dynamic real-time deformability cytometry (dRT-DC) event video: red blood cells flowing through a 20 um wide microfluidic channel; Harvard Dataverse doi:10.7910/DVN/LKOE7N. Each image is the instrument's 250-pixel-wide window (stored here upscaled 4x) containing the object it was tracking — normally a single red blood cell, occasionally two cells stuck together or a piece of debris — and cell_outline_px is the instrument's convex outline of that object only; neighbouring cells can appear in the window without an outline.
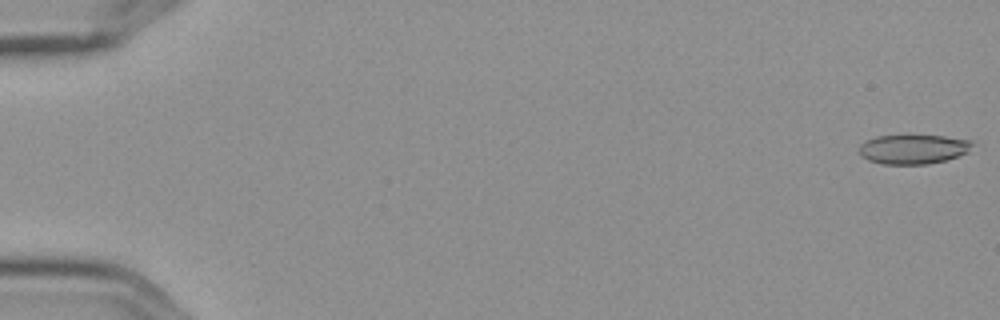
{"species": "Egyptian fruit bat (a non-hibernating species)", "species_latin": "Rousettus aegyptiacus", "temperature_condition": "cold", "stored_images_in_passage": 6, "camera_frame_rate_fps": 3000, "um_per_image_px": 0.085, "frame": {"image": 1, "passage_image": 1, "time_ms": 0.0, "image_size_px": [1000, 320], "cell_outline_px": [[976, 140], [968, 152], [944, 160], [928, 164], [884, 164], [868, 160], [860, 156], [860, 144], [876, 136], [944, 136]], "centroid_in_image_um": [77.65, 12.68], "position_along_channel_um": 7.3, "area_um2": 19.31}}
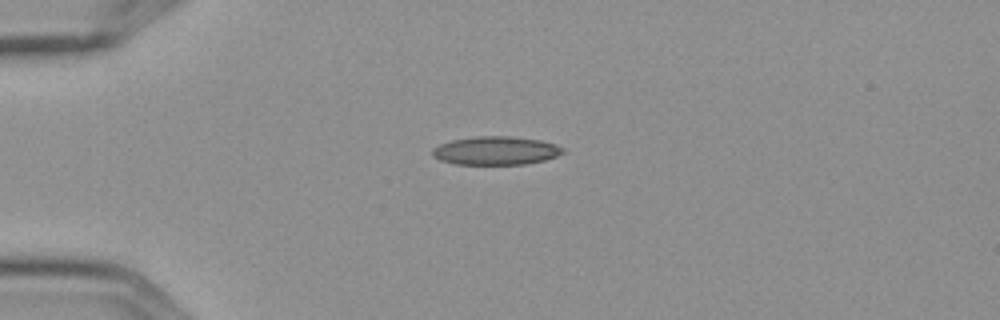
{"frame": {"image": 2, "passage_image": 5, "time_ms": 1.333, "image_size_px": [1000, 320], "cell_outline_px": [[564, 152], [556, 156], [544, 160], [524, 164], [456, 164], [440, 160], [432, 156], [432, 148], [440, 144], [452, 140], [476, 136], [512, 136], [540, 140], [556, 144], [564, 148]], "centroid_in_image_um": [42.14, 12.8], "position_along_channel_um": 42.9, "area_um2": 21.62}}